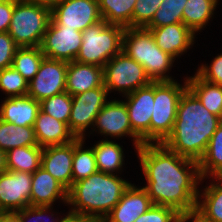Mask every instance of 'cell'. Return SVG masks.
Wrapping results in <instances>:
<instances>
[{"label": "cell", "mask_w": 222, "mask_h": 222, "mask_svg": "<svg viewBox=\"0 0 222 222\" xmlns=\"http://www.w3.org/2000/svg\"><path fill=\"white\" fill-rule=\"evenodd\" d=\"M103 79L109 93L115 90L124 96L152 83L144 67L123 51L104 65Z\"/></svg>", "instance_id": "8"}, {"label": "cell", "mask_w": 222, "mask_h": 222, "mask_svg": "<svg viewBox=\"0 0 222 222\" xmlns=\"http://www.w3.org/2000/svg\"><path fill=\"white\" fill-rule=\"evenodd\" d=\"M15 0H0V32H8Z\"/></svg>", "instance_id": "41"}, {"label": "cell", "mask_w": 222, "mask_h": 222, "mask_svg": "<svg viewBox=\"0 0 222 222\" xmlns=\"http://www.w3.org/2000/svg\"><path fill=\"white\" fill-rule=\"evenodd\" d=\"M178 215L179 213L171 207L153 204L134 222H176Z\"/></svg>", "instance_id": "37"}, {"label": "cell", "mask_w": 222, "mask_h": 222, "mask_svg": "<svg viewBox=\"0 0 222 222\" xmlns=\"http://www.w3.org/2000/svg\"><path fill=\"white\" fill-rule=\"evenodd\" d=\"M53 210L52 206H31L23 208L22 210L16 211V213L20 216L21 222H44V216L46 219V215L50 214V211ZM49 211V213H48ZM49 219V218H48ZM60 219V220H59ZM61 218H55L51 220V222H61ZM46 222V221H45ZM48 222V221H47Z\"/></svg>", "instance_id": "40"}, {"label": "cell", "mask_w": 222, "mask_h": 222, "mask_svg": "<svg viewBox=\"0 0 222 222\" xmlns=\"http://www.w3.org/2000/svg\"><path fill=\"white\" fill-rule=\"evenodd\" d=\"M92 131L113 138L130 136L133 138V146L137 150L141 145V139L132 131L129 114L123 100L108 101L96 117ZM98 128V130H95Z\"/></svg>", "instance_id": "13"}, {"label": "cell", "mask_w": 222, "mask_h": 222, "mask_svg": "<svg viewBox=\"0 0 222 222\" xmlns=\"http://www.w3.org/2000/svg\"><path fill=\"white\" fill-rule=\"evenodd\" d=\"M32 174L6 171L0 174V210L16 212L30 205Z\"/></svg>", "instance_id": "15"}, {"label": "cell", "mask_w": 222, "mask_h": 222, "mask_svg": "<svg viewBox=\"0 0 222 222\" xmlns=\"http://www.w3.org/2000/svg\"><path fill=\"white\" fill-rule=\"evenodd\" d=\"M73 156L74 140L65 145L44 147L41 155V167L51 174L67 190L73 185Z\"/></svg>", "instance_id": "16"}, {"label": "cell", "mask_w": 222, "mask_h": 222, "mask_svg": "<svg viewBox=\"0 0 222 222\" xmlns=\"http://www.w3.org/2000/svg\"><path fill=\"white\" fill-rule=\"evenodd\" d=\"M187 88L210 113L222 119V86L202 79L197 73L187 77Z\"/></svg>", "instance_id": "23"}, {"label": "cell", "mask_w": 222, "mask_h": 222, "mask_svg": "<svg viewBox=\"0 0 222 222\" xmlns=\"http://www.w3.org/2000/svg\"><path fill=\"white\" fill-rule=\"evenodd\" d=\"M72 107V97L68 92H62L40 102V109L68 125Z\"/></svg>", "instance_id": "34"}, {"label": "cell", "mask_w": 222, "mask_h": 222, "mask_svg": "<svg viewBox=\"0 0 222 222\" xmlns=\"http://www.w3.org/2000/svg\"><path fill=\"white\" fill-rule=\"evenodd\" d=\"M146 190L155 205L178 213L196 210L200 176L198 162L179 156L163 144H142L138 149Z\"/></svg>", "instance_id": "1"}, {"label": "cell", "mask_w": 222, "mask_h": 222, "mask_svg": "<svg viewBox=\"0 0 222 222\" xmlns=\"http://www.w3.org/2000/svg\"><path fill=\"white\" fill-rule=\"evenodd\" d=\"M202 179L222 178V122L211 137L203 157L198 162Z\"/></svg>", "instance_id": "26"}, {"label": "cell", "mask_w": 222, "mask_h": 222, "mask_svg": "<svg viewBox=\"0 0 222 222\" xmlns=\"http://www.w3.org/2000/svg\"><path fill=\"white\" fill-rule=\"evenodd\" d=\"M191 219L193 222H208L197 211L179 213L176 222H187L188 220L191 221Z\"/></svg>", "instance_id": "42"}, {"label": "cell", "mask_w": 222, "mask_h": 222, "mask_svg": "<svg viewBox=\"0 0 222 222\" xmlns=\"http://www.w3.org/2000/svg\"><path fill=\"white\" fill-rule=\"evenodd\" d=\"M58 199L67 204L68 190L40 166L32 174L30 205L53 206Z\"/></svg>", "instance_id": "19"}, {"label": "cell", "mask_w": 222, "mask_h": 222, "mask_svg": "<svg viewBox=\"0 0 222 222\" xmlns=\"http://www.w3.org/2000/svg\"><path fill=\"white\" fill-rule=\"evenodd\" d=\"M187 89L177 81L154 82V108L150 120V144H162L172 132L177 106L181 95Z\"/></svg>", "instance_id": "7"}, {"label": "cell", "mask_w": 222, "mask_h": 222, "mask_svg": "<svg viewBox=\"0 0 222 222\" xmlns=\"http://www.w3.org/2000/svg\"><path fill=\"white\" fill-rule=\"evenodd\" d=\"M38 145L33 127L16 126L0 119V150Z\"/></svg>", "instance_id": "28"}, {"label": "cell", "mask_w": 222, "mask_h": 222, "mask_svg": "<svg viewBox=\"0 0 222 222\" xmlns=\"http://www.w3.org/2000/svg\"><path fill=\"white\" fill-rule=\"evenodd\" d=\"M218 0H188L183 10V24L194 34L201 31L214 15Z\"/></svg>", "instance_id": "29"}, {"label": "cell", "mask_w": 222, "mask_h": 222, "mask_svg": "<svg viewBox=\"0 0 222 222\" xmlns=\"http://www.w3.org/2000/svg\"><path fill=\"white\" fill-rule=\"evenodd\" d=\"M101 20L97 0H62L51 10V21L58 28L83 32Z\"/></svg>", "instance_id": "10"}, {"label": "cell", "mask_w": 222, "mask_h": 222, "mask_svg": "<svg viewBox=\"0 0 222 222\" xmlns=\"http://www.w3.org/2000/svg\"><path fill=\"white\" fill-rule=\"evenodd\" d=\"M102 19L108 24L132 27V16L137 0H97Z\"/></svg>", "instance_id": "30"}, {"label": "cell", "mask_w": 222, "mask_h": 222, "mask_svg": "<svg viewBox=\"0 0 222 222\" xmlns=\"http://www.w3.org/2000/svg\"><path fill=\"white\" fill-rule=\"evenodd\" d=\"M0 89L10 97L28 94L26 81L12 66L0 70Z\"/></svg>", "instance_id": "35"}, {"label": "cell", "mask_w": 222, "mask_h": 222, "mask_svg": "<svg viewBox=\"0 0 222 222\" xmlns=\"http://www.w3.org/2000/svg\"><path fill=\"white\" fill-rule=\"evenodd\" d=\"M163 0H137L133 10L132 27L145 28L154 17Z\"/></svg>", "instance_id": "36"}, {"label": "cell", "mask_w": 222, "mask_h": 222, "mask_svg": "<svg viewBox=\"0 0 222 222\" xmlns=\"http://www.w3.org/2000/svg\"><path fill=\"white\" fill-rule=\"evenodd\" d=\"M61 222H99V221L91 217L68 212V214L61 219Z\"/></svg>", "instance_id": "43"}, {"label": "cell", "mask_w": 222, "mask_h": 222, "mask_svg": "<svg viewBox=\"0 0 222 222\" xmlns=\"http://www.w3.org/2000/svg\"><path fill=\"white\" fill-rule=\"evenodd\" d=\"M108 94L103 84L101 87L71 96L72 107L68 128L75 138L86 139L85 132L88 127H94L98 113L108 102Z\"/></svg>", "instance_id": "9"}, {"label": "cell", "mask_w": 222, "mask_h": 222, "mask_svg": "<svg viewBox=\"0 0 222 222\" xmlns=\"http://www.w3.org/2000/svg\"><path fill=\"white\" fill-rule=\"evenodd\" d=\"M44 57L40 47H19L12 67L29 82L37 74Z\"/></svg>", "instance_id": "31"}, {"label": "cell", "mask_w": 222, "mask_h": 222, "mask_svg": "<svg viewBox=\"0 0 222 222\" xmlns=\"http://www.w3.org/2000/svg\"><path fill=\"white\" fill-rule=\"evenodd\" d=\"M18 48L8 32H0V70L12 66Z\"/></svg>", "instance_id": "38"}, {"label": "cell", "mask_w": 222, "mask_h": 222, "mask_svg": "<svg viewBox=\"0 0 222 222\" xmlns=\"http://www.w3.org/2000/svg\"><path fill=\"white\" fill-rule=\"evenodd\" d=\"M6 152L3 150H0V174L2 172H6Z\"/></svg>", "instance_id": "46"}, {"label": "cell", "mask_w": 222, "mask_h": 222, "mask_svg": "<svg viewBox=\"0 0 222 222\" xmlns=\"http://www.w3.org/2000/svg\"><path fill=\"white\" fill-rule=\"evenodd\" d=\"M68 62L44 57L35 77L28 82V96L41 102L66 91Z\"/></svg>", "instance_id": "11"}, {"label": "cell", "mask_w": 222, "mask_h": 222, "mask_svg": "<svg viewBox=\"0 0 222 222\" xmlns=\"http://www.w3.org/2000/svg\"><path fill=\"white\" fill-rule=\"evenodd\" d=\"M82 42V32L58 28L50 21L40 48L46 58L72 62L78 55Z\"/></svg>", "instance_id": "12"}, {"label": "cell", "mask_w": 222, "mask_h": 222, "mask_svg": "<svg viewBox=\"0 0 222 222\" xmlns=\"http://www.w3.org/2000/svg\"><path fill=\"white\" fill-rule=\"evenodd\" d=\"M212 179L202 193L199 190L195 211L208 222H222V178Z\"/></svg>", "instance_id": "24"}, {"label": "cell", "mask_w": 222, "mask_h": 222, "mask_svg": "<svg viewBox=\"0 0 222 222\" xmlns=\"http://www.w3.org/2000/svg\"><path fill=\"white\" fill-rule=\"evenodd\" d=\"M93 150L98 171L115 174L122 170L124 153L120 144L103 139L93 145Z\"/></svg>", "instance_id": "25"}, {"label": "cell", "mask_w": 222, "mask_h": 222, "mask_svg": "<svg viewBox=\"0 0 222 222\" xmlns=\"http://www.w3.org/2000/svg\"><path fill=\"white\" fill-rule=\"evenodd\" d=\"M188 0H163L152 21L145 28H158L183 23V10Z\"/></svg>", "instance_id": "33"}, {"label": "cell", "mask_w": 222, "mask_h": 222, "mask_svg": "<svg viewBox=\"0 0 222 222\" xmlns=\"http://www.w3.org/2000/svg\"><path fill=\"white\" fill-rule=\"evenodd\" d=\"M132 131L142 144H150V120L154 108V82L125 95Z\"/></svg>", "instance_id": "14"}, {"label": "cell", "mask_w": 222, "mask_h": 222, "mask_svg": "<svg viewBox=\"0 0 222 222\" xmlns=\"http://www.w3.org/2000/svg\"><path fill=\"white\" fill-rule=\"evenodd\" d=\"M147 29L152 32L157 46L175 60L193 46L196 36L183 23Z\"/></svg>", "instance_id": "18"}, {"label": "cell", "mask_w": 222, "mask_h": 222, "mask_svg": "<svg viewBox=\"0 0 222 222\" xmlns=\"http://www.w3.org/2000/svg\"><path fill=\"white\" fill-rule=\"evenodd\" d=\"M33 129L36 141L42 148L65 145L76 139L66 123L58 121L41 109L38 112Z\"/></svg>", "instance_id": "21"}, {"label": "cell", "mask_w": 222, "mask_h": 222, "mask_svg": "<svg viewBox=\"0 0 222 222\" xmlns=\"http://www.w3.org/2000/svg\"><path fill=\"white\" fill-rule=\"evenodd\" d=\"M152 205L153 202L143 187L139 188L130 184L120 201L102 222H134Z\"/></svg>", "instance_id": "17"}, {"label": "cell", "mask_w": 222, "mask_h": 222, "mask_svg": "<svg viewBox=\"0 0 222 222\" xmlns=\"http://www.w3.org/2000/svg\"><path fill=\"white\" fill-rule=\"evenodd\" d=\"M50 21L49 8L15 0L8 33L19 47H40Z\"/></svg>", "instance_id": "6"}, {"label": "cell", "mask_w": 222, "mask_h": 222, "mask_svg": "<svg viewBox=\"0 0 222 222\" xmlns=\"http://www.w3.org/2000/svg\"><path fill=\"white\" fill-rule=\"evenodd\" d=\"M28 2L37 4L39 6H44L52 10L56 5H58L62 0H26Z\"/></svg>", "instance_id": "45"}, {"label": "cell", "mask_w": 222, "mask_h": 222, "mask_svg": "<svg viewBox=\"0 0 222 222\" xmlns=\"http://www.w3.org/2000/svg\"><path fill=\"white\" fill-rule=\"evenodd\" d=\"M43 148L39 145L17 147L6 152L8 171H22L33 174L41 166Z\"/></svg>", "instance_id": "27"}, {"label": "cell", "mask_w": 222, "mask_h": 222, "mask_svg": "<svg viewBox=\"0 0 222 222\" xmlns=\"http://www.w3.org/2000/svg\"><path fill=\"white\" fill-rule=\"evenodd\" d=\"M221 122L187 88L179 99L172 132L162 144L179 156L199 162Z\"/></svg>", "instance_id": "2"}, {"label": "cell", "mask_w": 222, "mask_h": 222, "mask_svg": "<svg viewBox=\"0 0 222 222\" xmlns=\"http://www.w3.org/2000/svg\"><path fill=\"white\" fill-rule=\"evenodd\" d=\"M130 184L116 174L97 171L73 183L68 190L67 203L71 206L69 212L102 222L120 201Z\"/></svg>", "instance_id": "3"}, {"label": "cell", "mask_w": 222, "mask_h": 222, "mask_svg": "<svg viewBox=\"0 0 222 222\" xmlns=\"http://www.w3.org/2000/svg\"><path fill=\"white\" fill-rule=\"evenodd\" d=\"M85 139L74 140V156L72 161L73 183L85 179L96 173L97 166L93 147L83 149Z\"/></svg>", "instance_id": "32"}, {"label": "cell", "mask_w": 222, "mask_h": 222, "mask_svg": "<svg viewBox=\"0 0 222 222\" xmlns=\"http://www.w3.org/2000/svg\"><path fill=\"white\" fill-rule=\"evenodd\" d=\"M39 111L40 102L28 95L5 97L0 105V119L16 126L33 127Z\"/></svg>", "instance_id": "22"}, {"label": "cell", "mask_w": 222, "mask_h": 222, "mask_svg": "<svg viewBox=\"0 0 222 222\" xmlns=\"http://www.w3.org/2000/svg\"><path fill=\"white\" fill-rule=\"evenodd\" d=\"M122 51L144 67L152 82L174 80L166 73L173 67L175 59L157 46L149 29L125 28L122 37Z\"/></svg>", "instance_id": "4"}, {"label": "cell", "mask_w": 222, "mask_h": 222, "mask_svg": "<svg viewBox=\"0 0 222 222\" xmlns=\"http://www.w3.org/2000/svg\"><path fill=\"white\" fill-rule=\"evenodd\" d=\"M103 84V67L77 61L68 62L66 92L71 96L101 87Z\"/></svg>", "instance_id": "20"}, {"label": "cell", "mask_w": 222, "mask_h": 222, "mask_svg": "<svg viewBox=\"0 0 222 222\" xmlns=\"http://www.w3.org/2000/svg\"><path fill=\"white\" fill-rule=\"evenodd\" d=\"M210 64H201L196 73L204 80L222 86V53Z\"/></svg>", "instance_id": "39"}, {"label": "cell", "mask_w": 222, "mask_h": 222, "mask_svg": "<svg viewBox=\"0 0 222 222\" xmlns=\"http://www.w3.org/2000/svg\"><path fill=\"white\" fill-rule=\"evenodd\" d=\"M0 222H21V219L16 212H2Z\"/></svg>", "instance_id": "44"}, {"label": "cell", "mask_w": 222, "mask_h": 222, "mask_svg": "<svg viewBox=\"0 0 222 222\" xmlns=\"http://www.w3.org/2000/svg\"><path fill=\"white\" fill-rule=\"evenodd\" d=\"M124 27L101 20L82 32V44L74 61L104 67L122 51Z\"/></svg>", "instance_id": "5"}]
</instances>
